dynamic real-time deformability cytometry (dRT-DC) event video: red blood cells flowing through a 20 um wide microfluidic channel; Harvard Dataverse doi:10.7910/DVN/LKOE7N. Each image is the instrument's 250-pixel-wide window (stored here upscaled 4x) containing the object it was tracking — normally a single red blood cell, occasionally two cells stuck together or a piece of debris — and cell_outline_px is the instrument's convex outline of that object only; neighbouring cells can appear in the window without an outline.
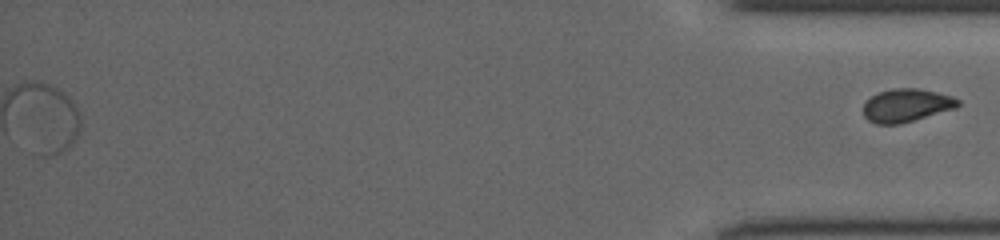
{"species": "common noctule bat (a hibernating species)", "species_latin": "Nyctalus noctula", "temperature_condition": "cold", "stored_images_in_passage": 52, "segment_of_instrument_passage": [2, 2], "camera_frame_rate_fps": 3000, "um_per_image_px": 0.085, "animal": {"sex": "female", "body_mass_g": 19.5, "forearm_length_mm": 54.1}, "frame": {"image": 1, "passage_image": 52, "time_ms": 17.0, "image_size_px": [1000, 240], "cell_outline_px": [[960, 104], [956, 108], [900, 124], [876, 124], [868, 120], [864, 116], [864, 104], [872, 96], [880, 92], [892, 88], [920, 88], [952, 96], [960, 100]], "centroid_in_image_um": [77.06, 8.95], "position_along_channel_um": 358.1, "area_um2": 18.21}}